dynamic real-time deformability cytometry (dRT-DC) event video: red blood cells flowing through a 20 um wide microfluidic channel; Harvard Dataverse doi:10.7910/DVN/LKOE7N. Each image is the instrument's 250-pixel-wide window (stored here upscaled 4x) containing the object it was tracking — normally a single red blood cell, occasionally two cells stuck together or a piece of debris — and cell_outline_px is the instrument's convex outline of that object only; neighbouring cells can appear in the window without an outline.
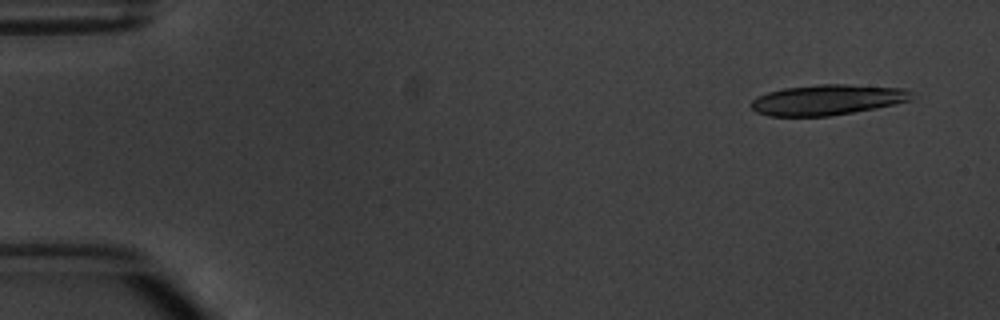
{"species": "common noctule bat (a hibernating species)", "species_latin": "Nyctalus noctula", "temperature_condition": "warm", "stored_images_in_passage": 8, "camera_frame_rate_fps": 3000, "um_per_image_px": 0.085, "animal": {"sex": "male", "body_mass_g": 20.1, "forearm_length_mm": 53.5}, "frame": {"image": 1, "passage_image": 2, "time_ms": 1.0, "image_size_px": [1000, 320], "cell_outline_px": [[912, 92], [908, 100], [876, 108], [828, 116], [768, 116], [756, 112], [748, 104], [756, 96], [768, 92], [784, 88], [816, 84], [848, 84], [904, 88]], "centroid_in_image_um": [70.24, 8.48], "position_along_channel_um": 14.8, "area_um2": 28.44}}
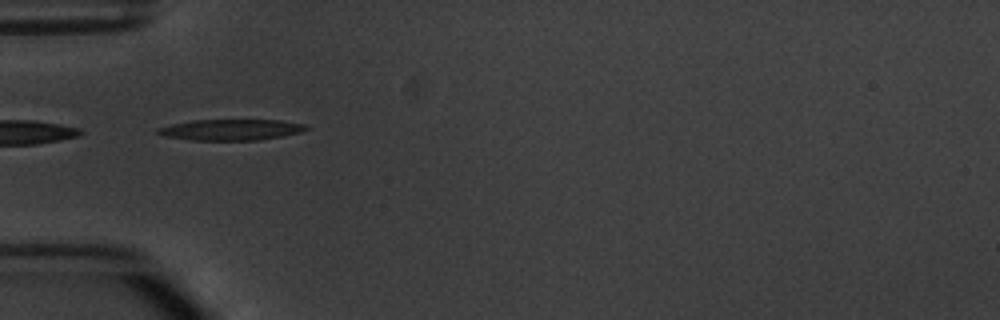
{"frame": {"image": 2, "passage_image": 5, "time_ms": 5.667, "image_size_px": [1000, 320], "cell_outline_px": [[312, 128], [300, 132], [284, 136], [260, 140], [192, 140], [164, 136], [156, 132], [156, 128], [172, 124], [196, 120], [280, 120], [308, 124]], "centroid_in_image_um": [19.71, 11.02], "position_along_channel_um": 65.3, "area_um2": 18.26}}
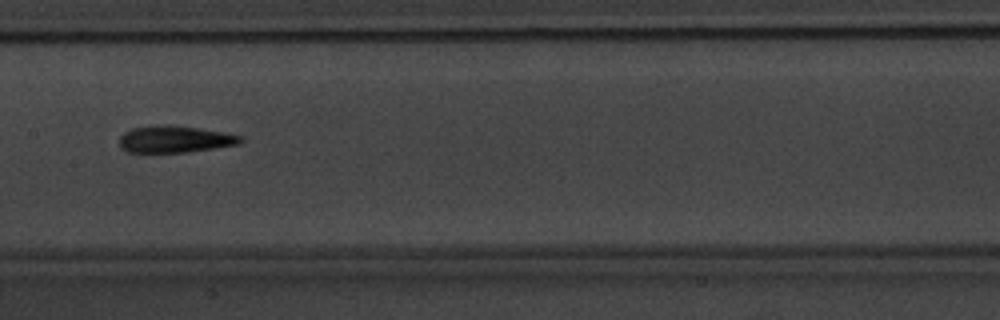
{"frame": {"image": 3, "passage_image": 8, "time_ms": 9.0, "image_size_px": [1000, 320], "cell_outline_px": [[244, 140], [240, 144], [184, 152], [128, 152], [120, 148], [120, 136], [124, 132], [132, 128], [164, 124], [196, 128], [224, 132], [244, 136]], "centroid_in_image_um": [14.87, 11.83], "position_along_channel_um": 192.5, "area_um2": 18.84}}